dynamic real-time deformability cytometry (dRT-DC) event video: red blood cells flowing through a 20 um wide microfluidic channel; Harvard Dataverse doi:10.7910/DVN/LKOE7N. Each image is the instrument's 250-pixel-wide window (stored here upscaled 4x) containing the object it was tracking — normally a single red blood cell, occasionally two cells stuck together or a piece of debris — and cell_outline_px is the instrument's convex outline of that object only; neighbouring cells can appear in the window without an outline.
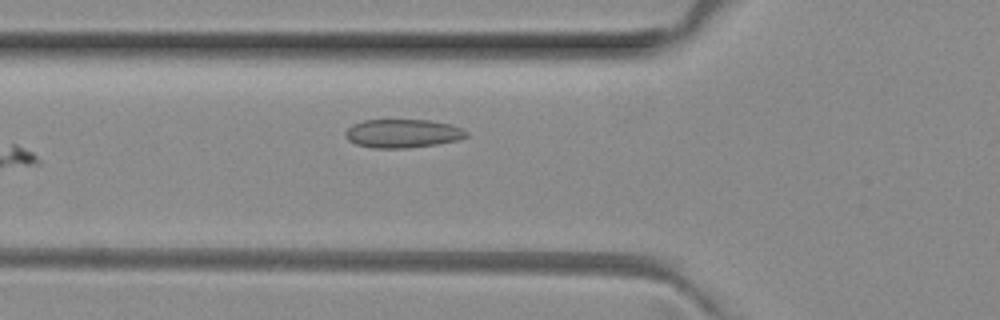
{"species": "common noctule bat (a hibernating species)", "species_latin": "Nyctalus noctula", "temperature_condition": "room temperature", "stored_images_in_passage": 5, "camera_frame_rate_fps": 3000, "um_per_image_px": 0.085, "animal": {"sex": "female", "body_mass_g": 29.2, "forearm_length_mm": 56.3}, "frame": {"image": 1, "passage_image": 5, "time_ms": 1.333, "image_size_px": [1000, 320], "cell_outline_px": [[468, 136], [460, 140], [436, 144], [408, 148], [372, 148], [356, 144], [348, 140], [344, 136], [344, 132], [352, 124], [364, 120], [428, 120], [448, 124], [460, 128], [468, 132]], "centroid_in_image_um": [34.2, 11.35], "position_along_channel_um": 91.6, "area_um2": 20.17}}